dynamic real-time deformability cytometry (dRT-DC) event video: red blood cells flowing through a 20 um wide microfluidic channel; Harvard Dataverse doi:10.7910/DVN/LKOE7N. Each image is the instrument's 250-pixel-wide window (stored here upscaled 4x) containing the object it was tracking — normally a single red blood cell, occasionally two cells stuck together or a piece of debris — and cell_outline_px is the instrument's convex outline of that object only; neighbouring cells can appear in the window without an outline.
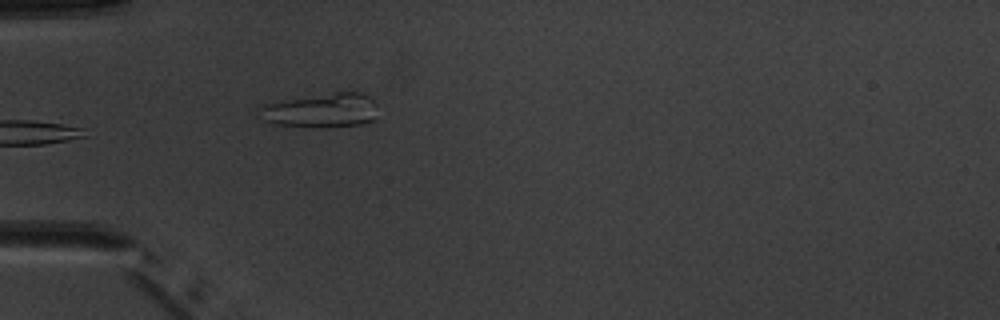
{"species": "common noctule bat (a hibernating species)", "species_latin": "Nyctalus noctula", "temperature_condition": "warm", "stored_images_in_passage": 6, "camera_frame_rate_fps": 3000, "um_per_image_px": 0.085, "animal": {"sex": "male", "body_mass_g": 20.1, "forearm_length_mm": 53.5}, "frame": {"image": 1, "passage_image": 6, "time_ms": 6.0, "image_size_px": [1000, 320], "cell_outline_px": [[376, 104], [372, 120], [360, 124], [312, 128], [276, 124], [264, 120], [256, 108], [268, 104], [332, 92], [360, 92], [368, 96]], "centroid_in_image_um": [27.3, 9.39], "position_along_channel_um": 57.7, "area_um2": 23.12}}